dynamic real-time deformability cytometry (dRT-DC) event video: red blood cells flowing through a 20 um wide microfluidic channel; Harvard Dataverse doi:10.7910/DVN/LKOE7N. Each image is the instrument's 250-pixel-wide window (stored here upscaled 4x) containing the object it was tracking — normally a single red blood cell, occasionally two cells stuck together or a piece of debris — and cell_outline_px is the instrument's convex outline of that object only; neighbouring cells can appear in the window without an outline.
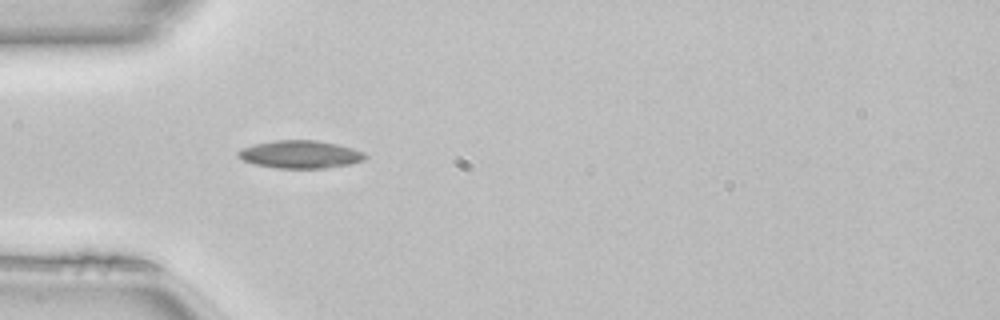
{"species": "common noctule bat (a hibernating species)", "species_latin": "Nyctalus noctula", "temperature_condition": "room temperature", "stored_images_in_passage": 36, "camera_frame_rate_fps": 3000, "um_per_image_px": 0.085, "animal": {"sex": "female", "body_mass_g": 22.7, "forearm_length_mm": 54.2}, "frame": {"image": 1, "passage_image": 1, "time_ms": 0.0, "image_size_px": [1000, 320], "cell_outline_px": [[368, 156], [364, 160], [348, 164], [324, 168], [276, 168], [256, 164], [244, 160], [236, 156], [236, 152], [240, 148], [252, 144], [276, 140], [316, 140], [336, 144], [352, 148], [364, 152]], "centroid_in_image_um": [25.48, 13.11], "position_along_channel_um": 59.5, "area_um2": 20.58}}
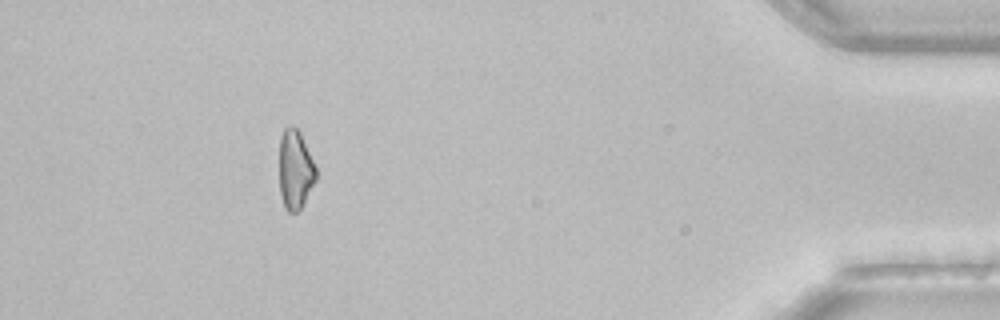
{"frame": {"image": 2, "passage_image": 31, "time_ms": 10.0, "image_size_px": [1000, 320], "cell_outline_px": [[316, 180], [304, 204], [296, 212], [288, 212], [284, 208], [280, 192], [280, 136], [284, 128], [292, 124], [300, 132], [316, 168]], "centroid_in_image_um": [25.09, 14.42], "position_along_channel_um": 410.1, "area_um2": 16.94}, "authors_computed_cell_mechanics": {"area_um2": 18.4671, "velocity_mm_per_s": 4.1253, "shape_relaxation_time_tau1_ms": 8.8284, "shape_relaxation_time_tau2_ms": null, "deformation_change_tau1": 0.1682, "deformation_change_tau2": null}}